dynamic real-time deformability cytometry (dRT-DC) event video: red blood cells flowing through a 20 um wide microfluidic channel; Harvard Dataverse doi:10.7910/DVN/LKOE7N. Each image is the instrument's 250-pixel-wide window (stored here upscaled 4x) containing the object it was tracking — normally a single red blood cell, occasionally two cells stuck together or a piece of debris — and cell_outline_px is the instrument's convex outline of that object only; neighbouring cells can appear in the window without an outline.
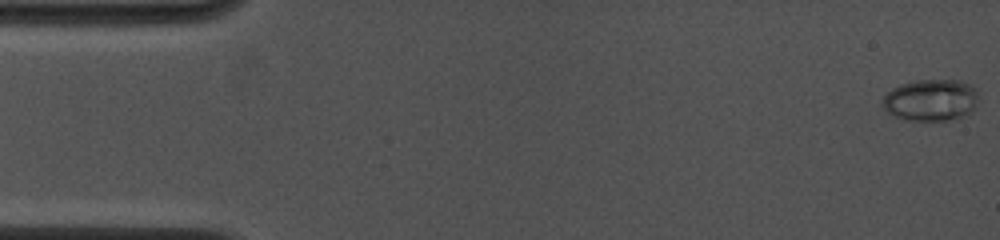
{"species": "common noctule bat (a hibernating species)", "species_latin": "Nyctalus noctula", "temperature_condition": "cold", "stored_images_in_passage": 25, "camera_frame_rate_fps": 4500, "um_per_image_px": 0.085, "animal": {"sex": "female", "body_mass_g": 19.0, "forearm_length_mm": 53.3}, "frame": {"image": 1, "passage_image": 1, "time_ms": 0.0, "image_size_px": [1000, 240], "cell_outline_px": [[976, 104], [968, 116], [948, 120], [904, 120], [888, 112], [880, 104], [880, 100], [892, 88], [900, 84], [916, 80], [960, 80], [976, 88]], "centroid_in_image_um": [79.1, 8.51], "position_along_channel_um": 5.9, "area_um2": 23.47}}
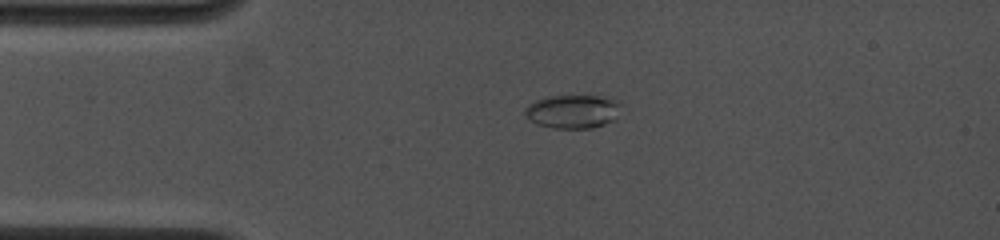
{"frame": {"image": 2, "passage_image": 16, "time_ms": 3.333, "image_size_px": [1000, 240], "cell_outline_px": [[620, 104], [612, 120], [604, 124], [592, 128], [552, 128], [536, 124], [524, 112], [524, 108], [528, 104], [536, 100], [548, 96], [596, 96], [620, 100]], "centroid_in_image_um": [48.64, 9.47], "position_along_channel_um": 36.4, "area_um2": 18.5}}
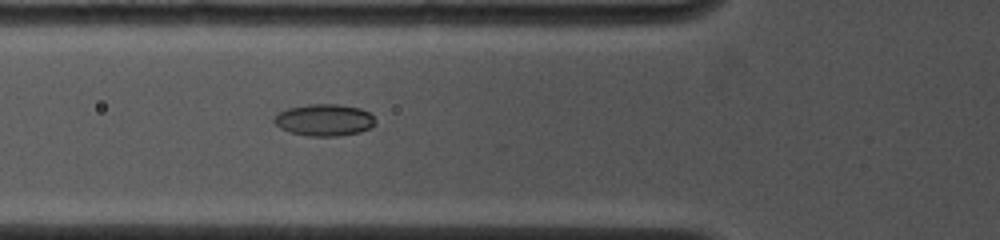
{"frame": {"image": 3, "passage_image": 25, "time_ms": 5.556, "image_size_px": [1000, 240], "cell_outline_px": [[376, 124], [360, 132], [340, 136], [308, 136], [288, 132], [280, 128], [272, 120], [280, 112], [288, 108], [308, 104], [336, 104], [360, 108], [368, 112], [376, 120]], "centroid_in_image_um": [27.56, 10.21], "position_along_channel_um": 98.2, "area_um2": 18.79}}